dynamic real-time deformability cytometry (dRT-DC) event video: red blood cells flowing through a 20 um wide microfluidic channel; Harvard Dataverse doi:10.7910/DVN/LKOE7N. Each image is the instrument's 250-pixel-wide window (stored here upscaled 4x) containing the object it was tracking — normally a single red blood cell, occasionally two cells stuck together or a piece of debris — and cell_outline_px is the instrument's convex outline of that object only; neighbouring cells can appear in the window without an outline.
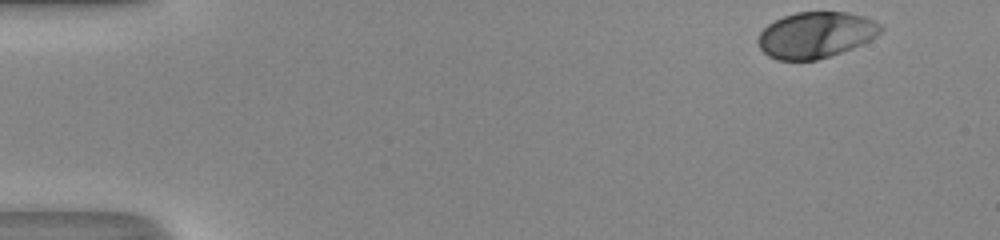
{"species": "human", "species_latin": "Homo sapiens", "temperature_condition": "room temperature", "stored_images_in_passage": 47, "camera_frame_rate_fps": 3000, "um_per_image_px": 0.085, "donor": {"sex": "male"}, "frame": {"image": 1, "passage_image": 1, "time_ms": 0.0, "image_size_px": [1000, 240], "cell_outline_px": [[884, 28], [876, 36], [852, 48], [816, 60], [776, 60], [768, 56], [760, 48], [756, 40], [760, 32], [768, 24], [784, 16], [796, 12], [848, 12], [864, 16], [880, 24]], "centroid_in_image_um": [69.31, 2.96], "position_along_channel_um": 15.7, "area_um2": 32.77}}
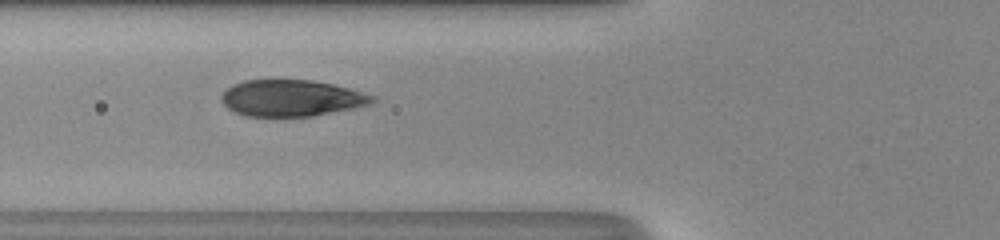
{"frame": {"image": 2, "passage_image": 17, "time_ms": 5.333, "image_size_px": [1000, 240], "cell_outline_px": [[376, 100], [372, 104], [356, 108], [312, 116], [244, 116], [228, 108], [220, 100], [220, 96], [232, 84], [244, 80], [312, 80], [332, 84], [348, 88], [376, 96]], "centroid_in_image_um": [24.79, 8.34], "position_along_channel_um": 101.0, "area_um2": 32.14}}
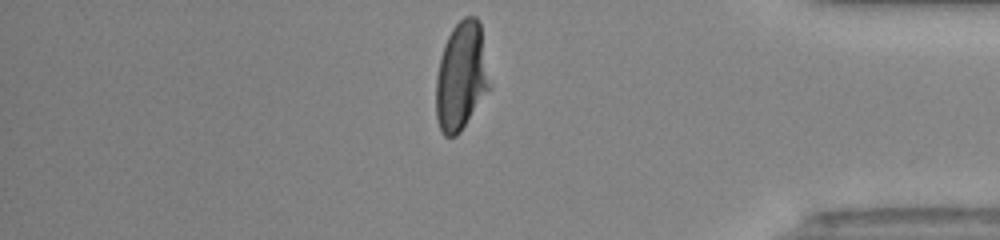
{"frame": {"image": 3, "passage_image": 40, "time_ms": 13.0, "image_size_px": [1000, 240], "cell_outline_px": [[492, 84], [460, 132], [456, 136], [444, 136], [436, 120], [436, 76], [440, 56], [444, 44], [452, 28], [464, 16], [476, 16], [480, 20]], "centroid_in_image_um": [39.22, 6.44], "position_along_channel_um": 396.0, "area_um2": 34.28}, "authors_computed_cell_mechanics": {"area_um2": 34.0442, "velocity_mm_per_s": 4.192, "shape_relaxation_time_tau1_ms": 2.8998, "shape_relaxation_time_tau2_ms": null, "deformation_change_tau1": 0.1868, "deformation_change_tau2": null}}